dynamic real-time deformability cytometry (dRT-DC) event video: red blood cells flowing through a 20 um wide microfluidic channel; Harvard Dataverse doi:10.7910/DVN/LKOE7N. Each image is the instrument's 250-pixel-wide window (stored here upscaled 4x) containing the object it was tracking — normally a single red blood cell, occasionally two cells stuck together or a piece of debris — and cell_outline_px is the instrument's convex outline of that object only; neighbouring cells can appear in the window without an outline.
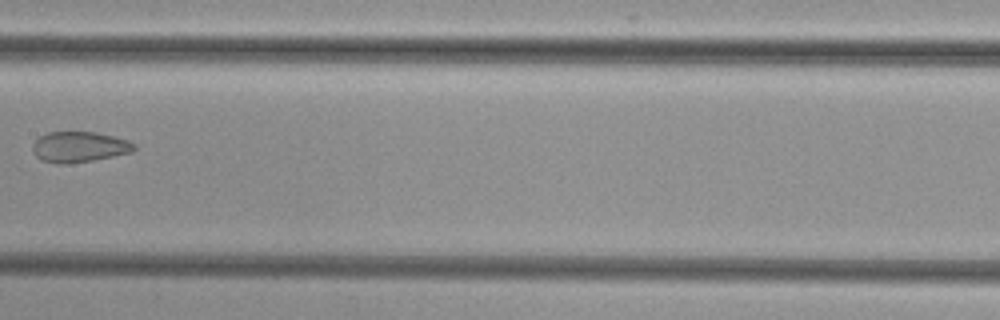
{"species": "common noctule bat (a hibernating species)", "species_latin": "Nyctalus noctula", "temperature_condition": "cold", "stored_images_in_passage": 7, "camera_frame_rate_fps": 3000, "um_per_image_px": 0.085, "animal": {"sex": "female", "body_mass_g": 29.2, "forearm_length_mm": 56.3}, "frame": {"image": 1, "passage_image": 7, "time_ms": 2.0, "image_size_px": [1000, 320], "cell_outline_px": [[136, 148], [132, 152], [92, 160], [64, 164], [56, 164], [40, 160], [32, 152], [32, 144], [40, 136], [48, 132], [96, 132], [128, 140], [136, 144]], "centroid_in_image_um": [6.71, 12.49], "position_along_channel_um": 200.7, "area_um2": 18.15}}